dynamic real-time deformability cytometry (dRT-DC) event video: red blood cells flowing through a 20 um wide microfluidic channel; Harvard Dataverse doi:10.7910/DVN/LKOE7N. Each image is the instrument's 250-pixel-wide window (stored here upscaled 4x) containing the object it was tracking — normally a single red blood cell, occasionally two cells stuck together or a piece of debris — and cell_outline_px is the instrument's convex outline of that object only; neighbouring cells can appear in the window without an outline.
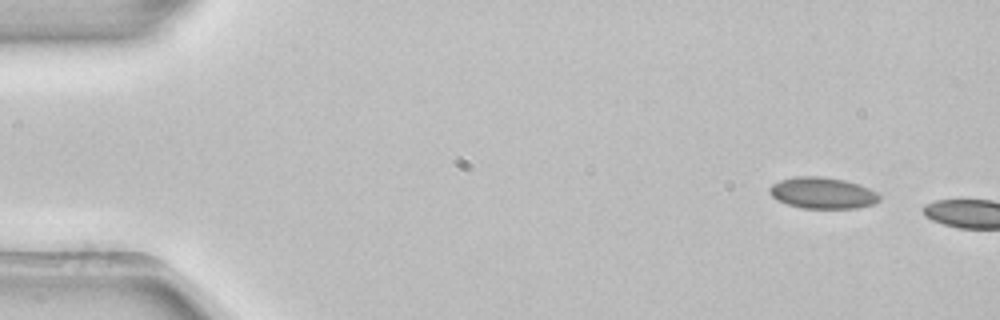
{"species": "common noctule bat (a hibernating species)", "species_latin": "Nyctalus noctula", "temperature_condition": "room temperature", "stored_images_in_passage": 2, "camera_frame_rate_fps": 3000, "um_per_image_px": 0.085, "animal": {"sex": "female", "body_mass_g": 22.7, "forearm_length_mm": 54.2}, "frame": {"image": 1, "passage_image": 1, "time_ms": 0.0, "image_size_px": [1000, 320], "cell_outline_px": [[880, 200], [876, 204], [856, 208], [800, 208], [788, 204], [772, 196], [768, 192], [768, 188], [772, 184], [780, 180], [796, 176], [824, 176], [844, 180], [868, 188], [876, 192], [880, 196]], "centroid_in_image_um": [69.91, 16.4], "position_along_channel_um": 15.1, "area_um2": 20.06}}